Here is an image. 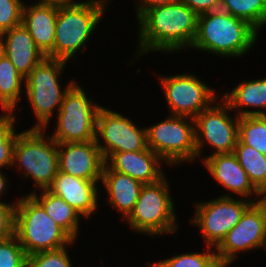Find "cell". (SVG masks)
Instances as JSON below:
<instances>
[{"instance_id":"obj_1","label":"cell","mask_w":266,"mask_h":267,"mask_svg":"<svg viewBox=\"0 0 266 267\" xmlns=\"http://www.w3.org/2000/svg\"><path fill=\"white\" fill-rule=\"evenodd\" d=\"M136 20V59L154 52L170 55L189 51L197 34L198 15L182 1L146 9Z\"/></svg>"},{"instance_id":"obj_2","label":"cell","mask_w":266,"mask_h":267,"mask_svg":"<svg viewBox=\"0 0 266 267\" xmlns=\"http://www.w3.org/2000/svg\"><path fill=\"white\" fill-rule=\"evenodd\" d=\"M259 34L249 22L220 9L198 15L197 34L190 49L220 58H241L255 46Z\"/></svg>"},{"instance_id":"obj_3","label":"cell","mask_w":266,"mask_h":267,"mask_svg":"<svg viewBox=\"0 0 266 267\" xmlns=\"http://www.w3.org/2000/svg\"><path fill=\"white\" fill-rule=\"evenodd\" d=\"M109 4L106 0H74L58 6L54 49L46 57L70 62L80 52L86 53Z\"/></svg>"},{"instance_id":"obj_4","label":"cell","mask_w":266,"mask_h":267,"mask_svg":"<svg viewBox=\"0 0 266 267\" xmlns=\"http://www.w3.org/2000/svg\"><path fill=\"white\" fill-rule=\"evenodd\" d=\"M45 132L29 128L17 134L12 168L22 174V179H31L35 187L26 195L48 190L59 171L58 143Z\"/></svg>"},{"instance_id":"obj_5","label":"cell","mask_w":266,"mask_h":267,"mask_svg":"<svg viewBox=\"0 0 266 267\" xmlns=\"http://www.w3.org/2000/svg\"><path fill=\"white\" fill-rule=\"evenodd\" d=\"M67 63L69 62L45 57L25 77L24 97H27V102L36 117V123L30 129L47 131L51 118L61 109L66 92L76 82L71 79L63 88L59 81Z\"/></svg>"},{"instance_id":"obj_6","label":"cell","mask_w":266,"mask_h":267,"mask_svg":"<svg viewBox=\"0 0 266 267\" xmlns=\"http://www.w3.org/2000/svg\"><path fill=\"white\" fill-rule=\"evenodd\" d=\"M169 183L165 175L156 183L142 186L132 212L124 220L132 232L153 238L176 233L179 227L178 215Z\"/></svg>"},{"instance_id":"obj_7","label":"cell","mask_w":266,"mask_h":267,"mask_svg":"<svg viewBox=\"0 0 266 267\" xmlns=\"http://www.w3.org/2000/svg\"><path fill=\"white\" fill-rule=\"evenodd\" d=\"M15 236L27 255L76 245L31 196L17 198Z\"/></svg>"},{"instance_id":"obj_8","label":"cell","mask_w":266,"mask_h":267,"mask_svg":"<svg viewBox=\"0 0 266 267\" xmlns=\"http://www.w3.org/2000/svg\"><path fill=\"white\" fill-rule=\"evenodd\" d=\"M167 116L146 127L148 147L170 167L196 162L194 119L171 114Z\"/></svg>"},{"instance_id":"obj_9","label":"cell","mask_w":266,"mask_h":267,"mask_svg":"<svg viewBox=\"0 0 266 267\" xmlns=\"http://www.w3.org/2000/svg\"><path fill=\"white\" fill-rule=\"evenodd\" d=\"M77 80L66 92L56 114V126L50 136L57 143L95 140L97 114L102 107L94 102Z\"/></svg>"},{"instance_id":"obj_10","label":"cell","mask_w":266,"mask_h":267,"mask_svg":"<svg viewBox=\"0 0 266 267\" xmlns=\"http://www.w3.org/2000/svg\"><path fill=\"white\" fill-rule=\"evenodd\" d=\"M230 111H232L230 106L219 98L194 118L199 161H203L204 145L213 148V153L210 152L208 156L234 151L238 141L239 116L230 115L232 113Z\"/></svg>"},{"instance_id":"obj_11","label":"cell","mask_w":266,"mask_h":267,"mask_svg":"<svg viewBox=\"0 0 266 267\" xmlns=\"http://www.w3.org/2000/svg\"><path fill=\"white\" fill-rule=\"evenodd\" d=\"M171 115L194 119L220 98L216 90L194 73L158 75Z\"/></svg>"},{"instance_id":"obj_12","label":"cell","mask_w":266,"mask_h":267,"mask_svg":"<svg viewBox=\"0 0 266 267\" xmlns=\"http://www.w3.org/2000/svg\"><path fill=\"white\" fill-rule=\"evenodd\" d=\"M217 198V199H216ZM193 203L194 215L189 224L197 226L206 246L216 248L227 233L237 225L242 214L253 203L245 198L219 196Z\"/></svg>"},{"instance_id":"obj_13","label":"cell","mask_w":266,"mask_h":267,"mask_svg":"<svg viewBox=\"0 0 266 267\" xmlns=\"http://www.w3.org/2000/svg\"><path fill=\"white\" fill-rule=\"evenodd\" d=\"M266 250V203H252L215 248L219 264L232 265L238 254Z\"/></svg>"},{"instance_id":"obj_14","label":"cell","mask_w":266,"mask_h":267,"mask_svg":"<svg viewBox=\"0 0 266 267\" xmlns=\"http://www.w3.org/2000/svg\"><path fill=\"white\" fill-rule=\"evenodd\" d=\"M139 127L122 113L102 106L96 119L95 142L104 161L113 153L141 151L148 148L146 127Z\"/></svg>"},{"instance_id":"obj_15","label":"cell","mask_w":266,"mask_h":267,"mask_svg":"<svg viewBox=\"0 0 266 267\" xmlns=\"http://www.w3.org/2000/svg\"><path fill=\"white\" fill-rule=\"evenodd\" d=\"M202 162L204 164L203 167L209 172L214 181L229 192L223 193L222 196L233 197L236 194L239 198L248 200L255 197L251 199L253 203L262 200V194L250 182L246 171L241 167L233 152L211 156L205 155Z\"/></svg>"},{"instance_id":"obj_16","label":"cell","mask_w":266,"mask_h":267,"mask_svg":"<svg viewBox=\"0 0 266 267\" xmlns=\"http://www.w3.org/2000/svg\"><path fill=\"white\" fill-rule=\"evenodd\" d=\"M104 164L95 140L58 143L59 172L85 180H101Z\"/></svg>"},{"instance_id":"obj_17","label":"cell","mask_w":266,"mask_h":267,"mask_svg":"<svg viewBox=\"0 0 266 267\" xmlns=\"http://www.w3.org/2000/svg\"><path fill=\"white\" fill-rule=\"evenodd\" d=\"M99 183L101 180H85L58 171L48 190L63 199L83 219L88 220L100 207Z\"/></svg>"},{"instance_id":"obj_18","label":"cell","mask_w":266,"mask_h":267,"mask_svg":"<svg viewBox=\"0 0 266 267\" xmlns=\"http://www.w3.org/2000/svg\"><path fill=\"white\" fill-rule=\"evenodd\" d=\"M105 163L112 170L143 184L156 183L165 176L162 168L165 162L149 147L141 151L113 153Z\"/></svg>"},{"instance_id":"obj_19","label":"cell","mask_w":266,"mask_h":267,"mask_svg":"<svg viewBox=\"0 0 266 267\" xmlns=\"http://www.w3.org/2000/svg\"><path fill=\"white\" fill-rule=\"evenodd\" d=\"M4 55L16 70L26 77L46 56L36 46L29 31L22 25L13 27L0 35Z\"/></svg>"},{"instance_id":"obj_20","label":"cell","mask_w":266,"mask_h":267,"mask_svg":"<svg viewBox=\"0 0 266 267\" xmlns=\"http://www.w3.org/2000/svg\"><path fill=\"white\" fill-rule=\"evenodd\" d=\"M57 16L56 5L29 3L23 7L22 25L45 56L54 49Z\"/></svg>"},{"instance_id":"obj_21","label":"cell","mask_w":266,"mask_h":267,"mask_svg":"<svg viewBox=\"0 0 266 267\" xmlns=\"http://www.w3.org/2000/svg\"><path fill=\"white\" fill-rule=\"evenodd\" d=\"M100 184L107 191V203L116 211L119 210L122 220H125L132 212L144 185L126 174L112 170L106 163L103 167Z\"/></svg>"},{"instance_id":"obj_22","label":"cell","mask_w":266,"mask_h":267,"mask_svg":"<svg viewBox=\"0 0 266 267\" xmlns=\"http://www.w3.org/2000/svg\"><path fill=\"white\" fill-rule=\"evenodd\" d=\"M229 91L220 97L237 116L266 115V77L240 81Z\"/></svg>"},{"instance_id":"obj_23","label":"cell","mask_w":266,"mask_h":267,"mask_svg":"<svg viewBox=\"0 0 266 267\" xmlns=\"http://www.w3.org/2000/svg\"><path fill=\"white\" fill-rule=\"evenodd\" d=\"M38 192L32 193L31 196L42 206L46 214L60 228L74 241H78L77 239L81 233L79 230L80 220L83 218L63 199L49 190H41Z\"/></svg>"},{"instance_id":"obj_24","label":"cell","mask_w":266,"mask_h":267,"mask_svg":"<svg viewBox=\"0 0 266 267\" xmlns=\"http://www.w3.org/2000/svg\"><path fill=\"white\" fill-rule=\"evenodd\" d=\"M25 77L6 55L0 59V110L16 111L25 93ZM16 109V110H15Z\"/></svg>"},{"instance_id":"obj_25","label":"cell","mask_w":266,"mask_h":267,"mask_svg":"<svg viewBox=\"0 0 266 267\" xmlns=\"http://www.w3.org/2000/svg\"><path fill=\"white\" fill-rule=\"evenodd\" d=\"M233 153L246 171L250 182L263 194L266 191V155L242 143L239 139Z\"/></svg>"},{"instance_id":"obj_26","label":"cell","mask_w":266,"mask_h":267,"mask_svg":"<svg viewBox=\"0 0 266 267\" xmlns=\"http://www.w3.org/2000/svg\"><path fill=\"white\" fill-rule=\"evenodd\" d=\"M220 9L249 22L259 32L266 27V0H222Z\"/></svg>"},{"instance_id":"obj_27","label":"cell","mask_w":266,"mask_h":267,"mask_svg":"<svg viewBox=\"0 0 266 267\" xmlns=\"http://www.w3.org/2000/svg\"><path fill=\"white\" fill-rule=\"evenodd\" d=\"M238 139L266 155V115L239 117Z\"/></svg>"},{"instance_id":"obj_28","label":"cell","mask_w":266,"mask_h":267,"mask_svg":"<svg viewBox=\"0 0 266 267\" xmlns=\"http://www.w3.org/2000/svg\"><path fill=\"white\" fill-rule=\"evenodd\" d=\"M206 252H185L175 254L172 257L155 261L150 267H217L219 265L215 248L206 246Z\"/></svg>"},{"instance_id":"obj_29","label":"cell","mask_w":266,"mask_h":267,"mask_svg":"<svg viewBox=\"0 0 266 267\" xmlns=\"http://www.w3.org/2000/svg\"><path fill=\"white\" fill-rule=\"evenodd\" d=\"M0 114V170L12 169L14 146L18 131L15 123L17 117L14 111H2ZM3 168V169H2Z\"/></svg>"},{"instance_id":"obj_30","label":"cell","mask_w":266,"mask_h":267,"mask_svg":"<svg viewBox=\"0 0 266 267\" xmlns=\"http://www.w3.org/2000/svg\"><path fill=\"white\" fill-rule=\"evenodd\" d=\"M65 246L56 250H49L31 254L27 257L26 267H73Z\"/></svg>"},{"instance_id":"obj_31","label":"cell","mask_w":266,"mask_h":267,"mask_svg":"<svg viewBox=\"0 0 266 267\" xmlns=\"http://www.w3.org/2000/svg\"><path fill=\"white\" fill-rule=\"evenodd\" d=\"M27 257L15 235L0 240V267H26Z\"/></svg>"},{"instance_id":"obj_32","label":"cell","mask_w":266,"mask_h":267,"mask_svg":"<svg viewBox=\"0 0 266 267\" xmlns=\"http://www.w3.org/2000/svg\"><path fill=\"white\" fill-rule=\"evenodd\" d=\"M24 2L22 0H0V35L22 24Z\"/></svg>"},{"instance_id":"obj_33","label":"cell","mask_w":266,"mask_h":267,"mask_svg":"<svg viewBox=\"0 0 266 267\" xmlns=\"http://www.w3.org/2000/svg\"><path fill=\"white\" fill-rule=\"evenodd\" d=\"M17 200L13 203H0V240L15 235V211Z\"/></svg>"},{"instance_id":"obj_34","label":"cell","mask_w":266,"mask_h":267,"mask_svg":"<svg viewBox=\"0 0 266 267\" xmlns=\"http://www.w3.org/2000/svg\"><path fill=\"white\" fill-rule=\"evenodd\" d=\"M197 15L220 10L222 0H180Z\"/></svg>"},{"instance_id":"obj_35","label":"cell","mask_w":266,"mask_h":267,"mask_svg":"<svg viewBox=\"0 0 266 267\" xmlns=\"http://www.w3.org/2000/svg\"><path fill=\"white\" fill-rule=\"evenodd\" d=\"M180 0H135L134 7L136 12V19L146 10L151 7L159 6V5H167L179 2Z\"/></svg>"},{"instance_id":"obj_36","label":"cell","mask_w":266,"mask_h":267,"mask_svg":"<svg viewBox=\"0 0 266 267\" xmlns=\"http://www.w3.org/2000/svg\"><path fill=\"white\" fill-rule=\"evenodd\" d=\"M6 173L3 172V170H0V203L2 202H6L5 200L2 201V197L4 196V194H6V192L8 191V184L10 185V183L8 182V176L5 175ZM7 189V190H6Z\"/></svg>"},{"instance_id":"obj_37","label":"cell","mask_w":266,"mask_h":267,"mask_svg":"<svg viewBox=\"0 0 266 267\" xmlns=\"http://www.w3.org/2000/svg\"><path fill=\"white\" fill-rule=\"evenodd\" d=\"M73 1L74 0H36V3L62 6Z\"/></svg>"},{"instance_id":"obj_38","label":"cell","mask_w":266,"mask_h":267,"mask_svg":"<svg viewBox=\"0 0 266 267\" xmlns=\"http://www.w3.org/2000/svg\"><path fill=\"white\" fill-rule=\"evenodd\" d=\"M3 55H4V51H3V48L0 44V59L2 58Z\"/></svg>"},{"instance_id":"obj_39","label":"cell","mask_w":266,"mask_h":267,"mask_svg":"<svg viewBox=\"0 0 266 267\" xmlns=\"http://www.w3.org/2000/svg\"><path fill=\"white\" fill-rule=\"evenodd\" d=\"M262 201L266 203V191L262 194Z\"/></svg>"},{"instance_id":"obj_40","label":"cell","mask_w":266,"mask_h":267,"mask_svg":"<svg viewBox=\"0 0 266 267\" xmlns=\"http://www.w3.org/2000/svg\"><path fill=\"white\" fill-rule=\"evenodd\" d=\"M217 267H229V266L225 264H219Z\"/></svg>"}]
</instances>
